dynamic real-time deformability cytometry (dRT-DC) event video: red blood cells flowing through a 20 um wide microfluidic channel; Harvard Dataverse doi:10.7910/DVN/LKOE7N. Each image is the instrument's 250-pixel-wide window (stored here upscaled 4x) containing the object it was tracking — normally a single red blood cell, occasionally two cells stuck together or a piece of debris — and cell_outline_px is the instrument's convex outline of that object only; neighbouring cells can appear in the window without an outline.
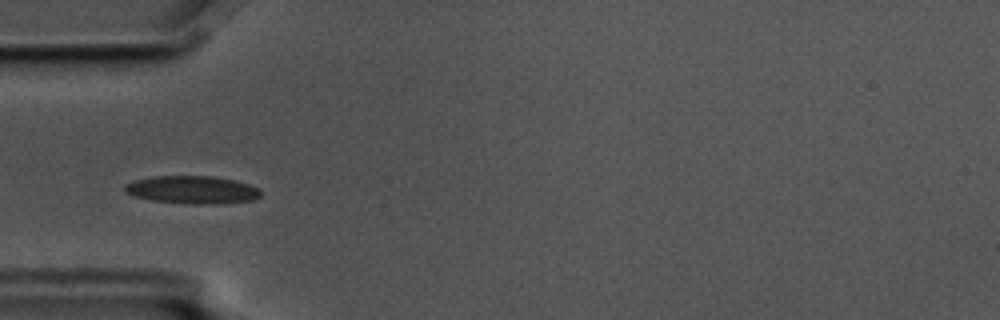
{"species": "common noctule bat (a hibernating species)", "species_latin": "Nyctalus noctula", "temperature_condition": "cold", "stored_images_in_passage": 4, "camera_frame_rate_fps": 3000, "um_per_image_px": 0.085, "animal": {"sex": "male", "body_mass_g": 17.5, "forearm_length_mm": 52.3}, "frame": {"image": 1, "passage_image": 4, "time_ms": 1.0, "image_size_px": [1000, 320], "cell_outline_px": [[260, 196], [252, 200], [224, 204], [196, 204], [152, 200], [132, 196], [124, 192], [124, 184], [136, 180], [152, 176], [212, 176], [232, 180], [248, 184], [260, 188]], "centroid_in_image_um": [16.33, 16.13], "position_along_channel_um": 68.7, "area_um2": 22.08}}